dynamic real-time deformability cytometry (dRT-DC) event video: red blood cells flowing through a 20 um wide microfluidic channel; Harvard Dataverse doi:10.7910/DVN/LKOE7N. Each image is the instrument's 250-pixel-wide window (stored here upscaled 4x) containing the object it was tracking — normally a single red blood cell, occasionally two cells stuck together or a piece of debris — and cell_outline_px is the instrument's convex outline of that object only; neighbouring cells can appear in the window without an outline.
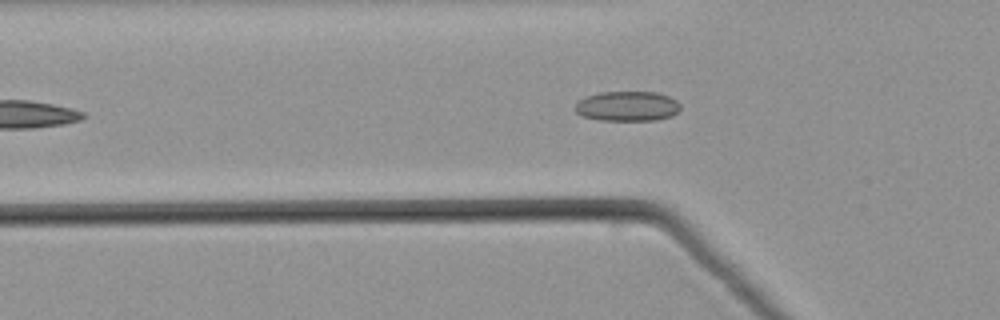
{"species": "common noctule bat (a hibernating species)", "species_latin": "Nyctalus noctula", "temperature_condition": "warm", "stored_images_in_passage": 41, "camera_frame_rate_fps": 3000, "um_per_image_px": 0.085, "animal": {"sex": "male", "body_mass_g": 21.5, "forearm_length_mm": 52.0}, "frame": {"image": 1, "passage_image": 9, "time_ms": 2.667, "image_size_px": [1000, 320], "cell_outline_px": [[680, 108], [672, 116], [656, 120], [600, 120], [580, 116], [572, 108], [580, 100], [588, 96], [600, 92], [656, 92], [668, 96], [676, 100], [680, 104]], "centroid_in_image_um": [53.3, 9.03], "position_along_channel_um": 72.5, "area_um2": 18.38}}
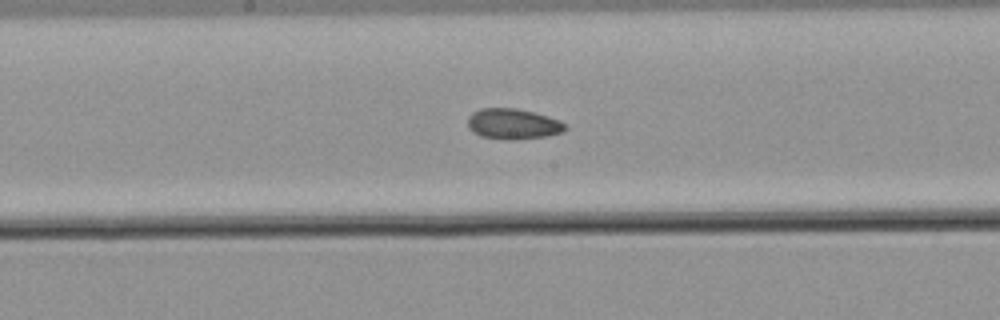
{"frame": {"image": 2, "passage_image": 19, "time_ms": 6.0, "image_size_px": [1000, 320], "cell_outline_px": [[568, 128], [564, 132], [548, 136], [516, 140], [504, 140], [480, 136], [472, 132], [468, 128], [468, 116], [472, 112], [480, 108], [516, 108], [532, 112], [560, 120], [568, 124]], "centroid_in_image_um": [43.62, 10.55], "position_along_channel_um": 204.6, "area_um2": 17.74}}
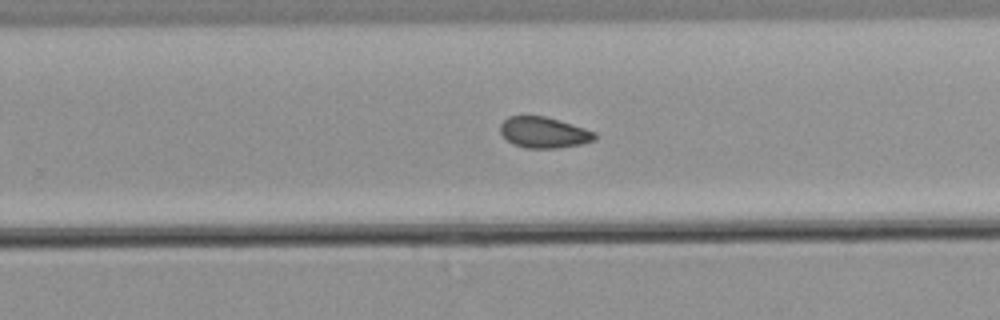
{"frame": {"image": 3, "passage_image": 25, "time_ms": 8.0, "image_size_px": [1000, 320], "cell_outline_px": [[596, 140], [580, 144], [556, 148], [524, 148], [512, 144], [500, 132], [500, 124], [508, 116], [544, 116], [584, 128], [596, 132]], "centroid_in_image_um": [46.21, 11.27], "position_along_channel_um": 283.6, "area_um2": 16.94}}